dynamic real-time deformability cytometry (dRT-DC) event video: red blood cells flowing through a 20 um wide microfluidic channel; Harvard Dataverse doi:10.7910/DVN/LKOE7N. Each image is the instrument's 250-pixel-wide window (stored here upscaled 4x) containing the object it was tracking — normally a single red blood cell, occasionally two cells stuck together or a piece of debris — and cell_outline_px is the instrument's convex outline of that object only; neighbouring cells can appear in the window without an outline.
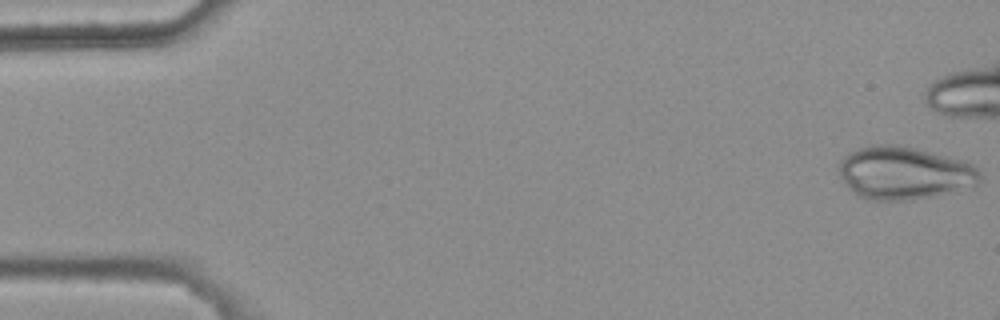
{"species": "common noctule bat (a hibernating species)", "species_latin": "Nyctalus noctula", "temperature_condition": "warm", "stored_images_in_passage": 4, "camera_frame_rate_fps": 3000, "um_per_image_px": 0.085, "animal": {"sex": "female", "body_mass_g": 25.1}, "frame": {"image": 1, "passage_image": 1, "time_ms": 0.0, "image_size_px": [1000, 320], "cell_outline_px": [[980, 180], [976, 184], [936, 196], [908, 200], [868, 200], [860, 196], [840, 176], [840, 160], [848, 152], [872, 144], [896, 144], [916, 148], [964, 160], [972, 164], [980, 172]], "centroid_in_image_um": [76.87, 14.68], "position_along_channel_um": 8.1, "area_um2": 43.12}}